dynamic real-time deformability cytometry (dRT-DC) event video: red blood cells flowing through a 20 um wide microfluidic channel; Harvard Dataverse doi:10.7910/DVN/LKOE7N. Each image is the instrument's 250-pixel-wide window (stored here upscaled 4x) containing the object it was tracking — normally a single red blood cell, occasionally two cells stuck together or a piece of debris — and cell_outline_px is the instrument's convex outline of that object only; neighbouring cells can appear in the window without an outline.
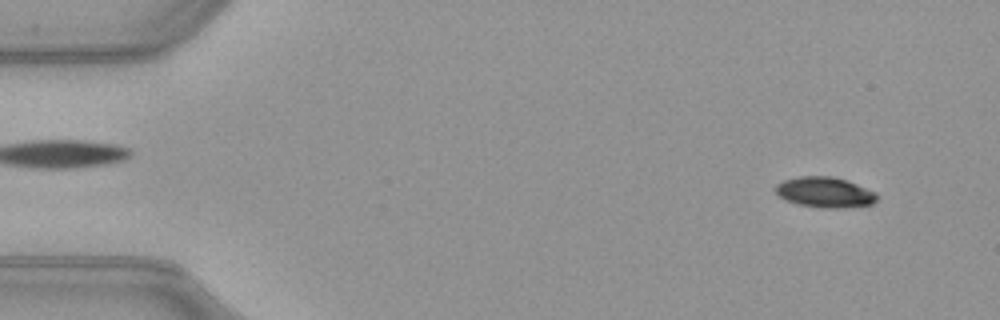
{"species": "common noctule bat (a hibernating species)", "species_latin": "Nyctalus noctula", "temperature_condition": "warm", "stored_images_in_passage": 49, "camera_frame_rate_fps": 3000, "um_per_image_px": 0.085, "animal": {"sex": "female", "body_mass_g": 21.9}, "frame": {"image": 1, "passage_image": 2, "time_ms": 0.333, "image_size_px": [1000, 320], "cell_outline_px": [[880, 196], [872, 204], [844, 208], [820, 208], [796, 204], [780, 196], [776, 192], [776, 184], [784, 180], [800, 176], [832, 176], [848, 180], [876, 192]], "centroid_in_image_um": [70.16, 16.34], "position_along_channel_um": 14.8, "area_um2": 18.15}}
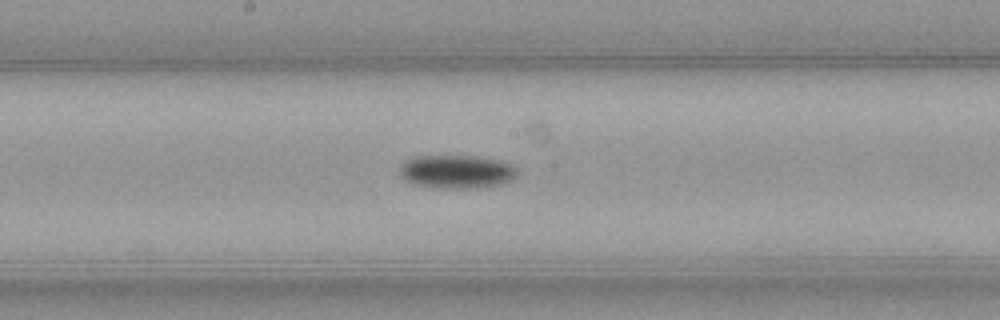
{"frame": {"image": 2, "passage_image": 25, "time_ms": 8.0, "image_size_px": [1000, 320], "cell_outline_px": [[516, 176], [512, 180], [500, 184], [472, 188], [432, 188], [412, 184], [404, 180], [400, 176], [400, 164], [404, 160], [416, 156], [476, 156], [500, 160], [516, 168]], "centroid_in_image_um": [38.74, 14.59], "position_along_channel_um": 209.5, "area_um2": 23.06}}
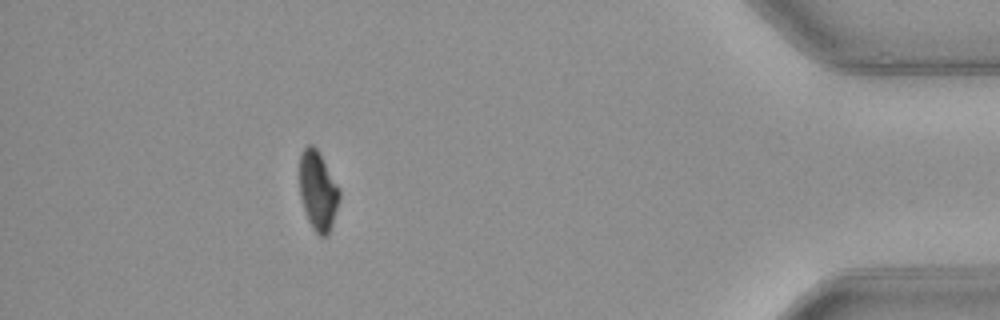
{"frame": {"image": 3, "passage_image": 44, "time_ms": 14.333, "image_size_px": [1000, 320], "cell_outline_px": [[340, 200], [328, 236], [320, 236], [312, 228], [308, 220], [300, 196], [300, 152], [308, 144], [312, 144], [316, 148], [340, 188]], "centroid_in_image_um": [27.03, 16.22], "position_along_channel_um": 408.2, "area_um2": 18.38}, "authors_computed_cell_mechanics": {"area_um2": 19.7098, "velocity_mm_per_s": 4.0221, "shape_relaxation_time_tau1_ms": 3.4, "shape_relaxation_time_tau2_ms": null, "deformation_change_tau1": 0.1223, "deformation_change_tau2": null}}